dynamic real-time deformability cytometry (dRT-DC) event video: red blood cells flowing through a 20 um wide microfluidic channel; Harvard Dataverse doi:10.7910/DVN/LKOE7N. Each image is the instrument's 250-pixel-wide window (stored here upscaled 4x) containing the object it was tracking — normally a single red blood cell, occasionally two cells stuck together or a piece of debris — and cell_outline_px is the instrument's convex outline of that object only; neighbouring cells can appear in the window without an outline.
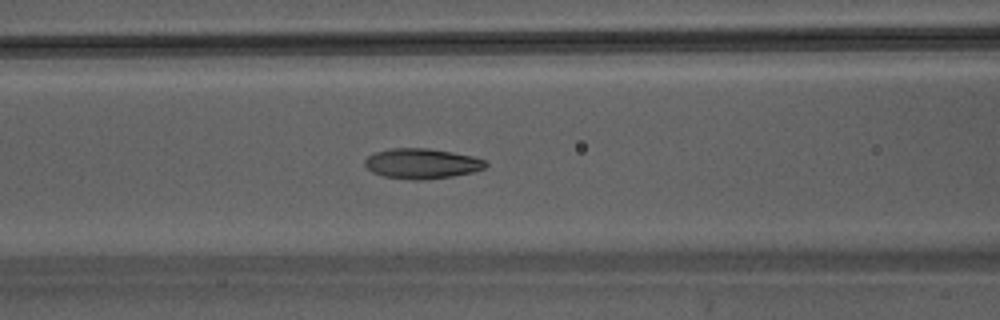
{"species": "Egyptian fruit bat (a non-hibernating species)", "species_latin": "Rousettus aegyptiacus", "temperature_condition": "warm", "stored_images_in_passage": 38, "camera_frame_rate_fps": 3000, "um_per_image_px": 0.085, "animal": {"sex": "male"}, "frame": {"image": 1, "passage_image": 16, "time_ms": 5.0, "image_size_px": [1000, 320], "cell_outline_px": [[488, 164], [484, 168], [472, 172], [452, 176], [420, 180], [412, 180], [384, 176], [372, 172], [364, 164], [364, 160], [368, 156], [376, 152], [392, 148], [428, 148], [452, 152], [472, 156], [484, 160]], "centroid_in_image_um": [35.84, 13.9], "position_along_channel_um": 130.8, "area_um2": 21.1}}
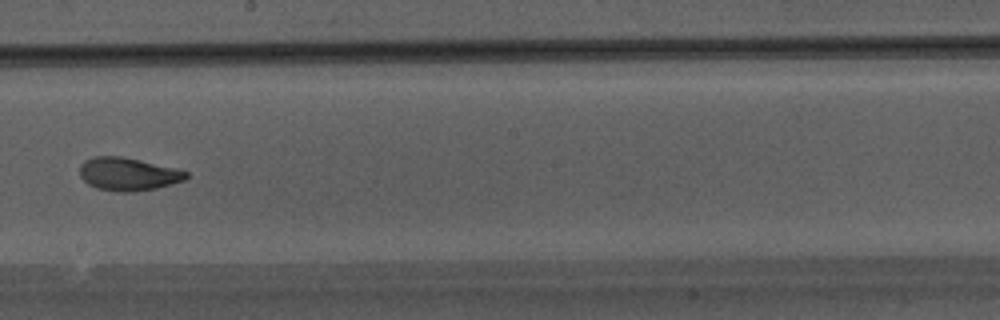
{"frame": {"image": 2, "passage_image": 23, "time_ms": 7.333, "image_size_px": [1000, 320], "cell_outline_px": [[188, 176], [184, 180], [156, 188], [136, 192], [120, 192], [96, 188], [88, 184], [80, 176], [80, 164], [84, 160], [92, 156], [120, 156], [140, 160], [176, 168], [188, 172]], "centroid_in_image_um": [10.86, 14.79], "position_along_channel_um": 237.3, "area_um2": 20.52}}
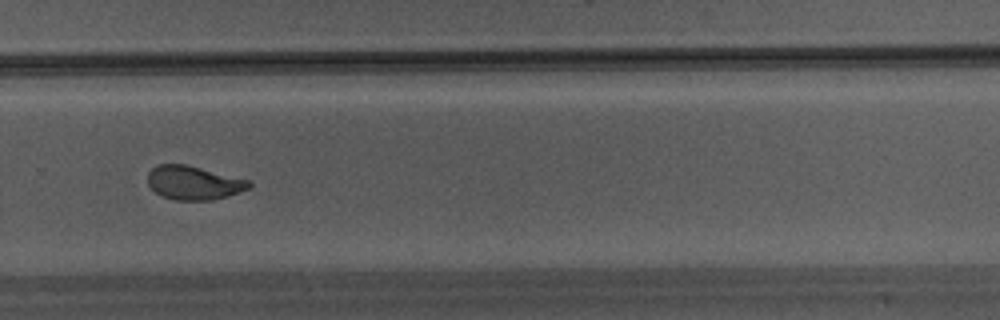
{"frame": {"image": 3, "passage_image": 28, "time_ms": 9.0, "image_size_px": [1000, 320], "cell_outline_px": [[252, 184], [248, 188], [240, 192], [228, 196], [212, 200], [176, 200], [160, 196], [148, 184], [148, 172], [152, 168], [160, 164], [184, 164], [248, 180]], "centroid_in_image_um": [16.44, 15.55], "position_along_channel_um": 313.4, "area_um2": 19.71}}